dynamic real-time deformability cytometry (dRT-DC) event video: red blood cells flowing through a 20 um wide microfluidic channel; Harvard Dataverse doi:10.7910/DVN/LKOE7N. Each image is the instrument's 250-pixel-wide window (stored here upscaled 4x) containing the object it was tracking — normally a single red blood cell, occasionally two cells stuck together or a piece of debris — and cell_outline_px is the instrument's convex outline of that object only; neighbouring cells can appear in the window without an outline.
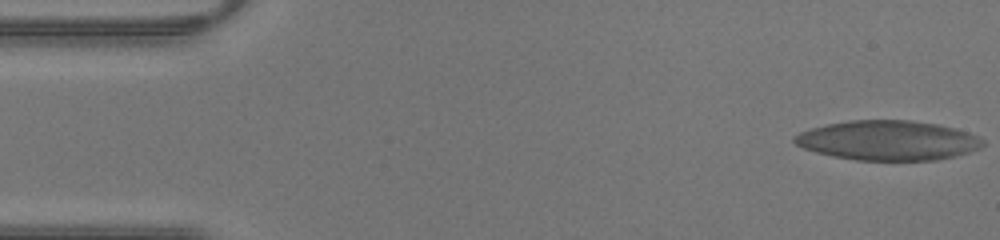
{"species": "human", "species_latin": "Homo sapiens", "temperature_condition": "warm", "stored_images_in_passage": 44, "camera_frame_rate_fps": 3000, "um_per_image_px": 0.085, "donor": {"sex": "male"}, "frame": {"image": 1, "passage_image": 1, "time_ms": 0.0, "image_size_px": [1000, 240], "cell_outline_px": [[984, 144], [980, 148], [956, 156], [936, 160], [856, 160], [832, 156], [816, 152], [804, 148], [796, 144], [792, 140], [792, 136], [800, 132], [812, 128], [828, 124], [852, 120], [912, 120], [936, 124], [956, 128], [968, 132], [984, 140]], "centroid_in_image_um": [75.48, 11.93], "position_along_channel_um": 9.5, "area_um2": 43.52}}
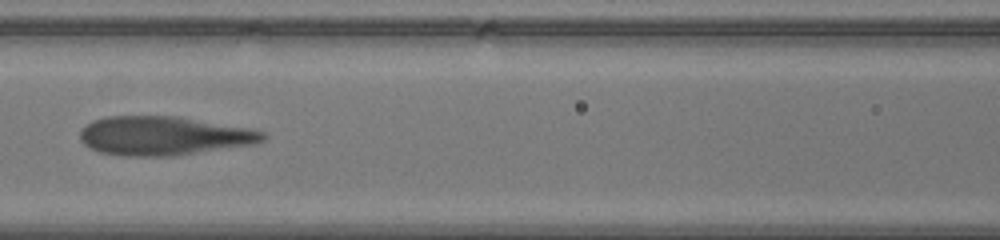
{"frame": {"image": 2, "passage_image": 19, "time_ms": 6.0, "image_size_px": [1000, 240], "cell_outline_px": [[268, 136], [264, 140], [256, 144], [176, 156], [128, 156], [100, 152], [88, 148], [80, 140], [80, 132], [92, 120], [104, 116], [180, 116], [256, 128], [264, 132]], "centroid_in_image_um": [14.0, 11.53], "position_along_channel_um": 152.6, "area_um2": 42.25}}
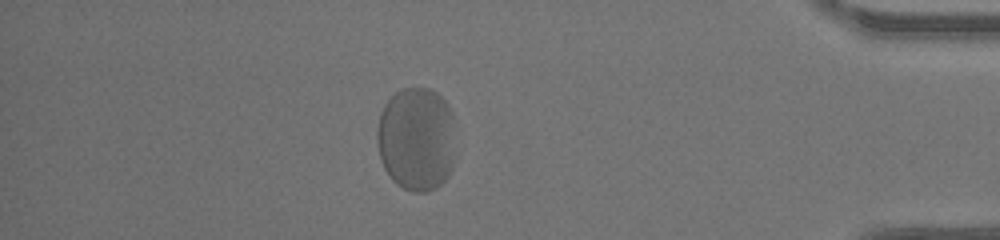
{"frame": {"image": 3, "passage_image": 38, "time_ms": 12.333, "image_size_px": [1000, 240], "cell_outline_px": [[452, 168], [448, 176], [436, 188], [424, 192], [412, 192], [396, 184], [388, 176], [380, 160], [376, 140], [376, 128], [380, 112], [384, 104], [400, 88], [428, 88], [436, 92], [444, 100], [452, 116]], "centroid_in_image_um": [35.33, 11.82], "position_along_channel_um": 399.9, "area_um2": 47.57}}